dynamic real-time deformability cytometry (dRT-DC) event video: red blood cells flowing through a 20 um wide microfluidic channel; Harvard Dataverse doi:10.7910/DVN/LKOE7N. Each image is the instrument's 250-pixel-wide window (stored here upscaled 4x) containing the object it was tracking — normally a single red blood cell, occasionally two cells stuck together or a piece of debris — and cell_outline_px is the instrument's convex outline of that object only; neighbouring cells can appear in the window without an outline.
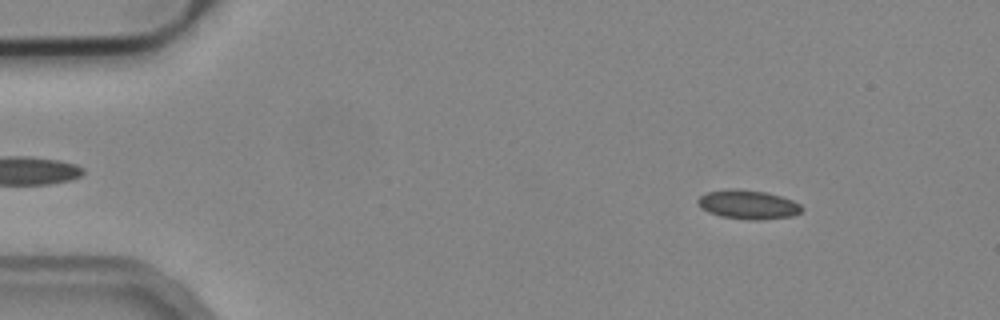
{"species": "common noctule bat (a hibernating species)", "species_latin": "Nyctalus noctula", "temperature_condition": "cold", "stored_images_in_passage": 54, "camera_frame_rate_fps": 3000, "um_per_image_px": 0.085, "animal": {"sex": "male", "body_mass_g": 19.2, "forearm_length_mm": 51.8}, "frame": {"image": 1, "passage_image": 7, "time_ms": 2.0, "image_size_px": [1000, 320], "cell_outline_px": [[804, 208], [800, 212], [792, 216], [756, 220], [748, 220], [720, 216], [708, 212], [700, 208], [696, 200], [700, 196], [708, 192], [736, 188], [764, 192], [780, 196], [792, 200], [800, 204]], "centroid_in_image_um": [63.57, 17.39], "position_along_channel_um": 21.4, "area_um2": 17.51}}
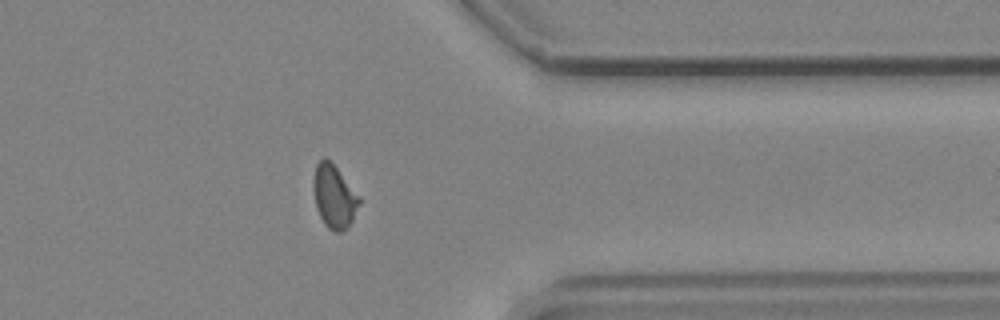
{"frame": {"image": 2, "passage_image": 43, "time_ms": 14.0, "image_size_px": [1000, 320], "cell_outline_px": [[360, 204], [352, 220], [340, 232], [336, 232], [328, 228], [324, 224], [316, 208], [312, 188], [312, 184], [316, 164], [324, 156], [336, 168], [360, 196]], "centroid_in_image_um": [28.37, 16.7], "position_along_channel_um": 383.0, "area_um2": 16.7}}
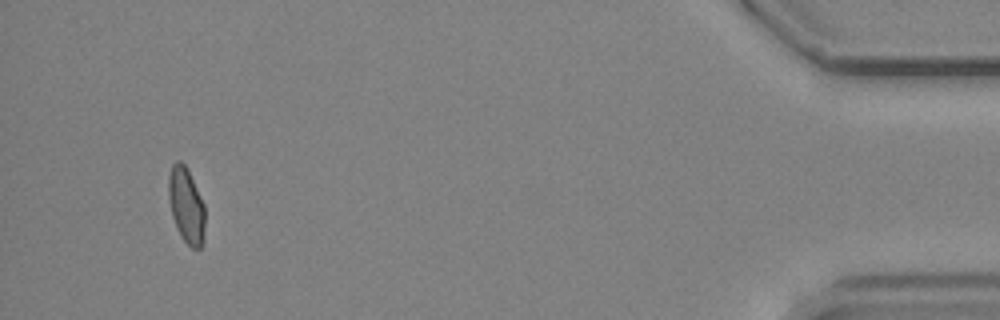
{"frame": {"image": 3, "passage_image": 51, "time_ms": 16.667, "image_size_px": [1000, 320], "cell_outline_px": [[204, 240], [200, 248], [192, 248], [180, 236], [176, 228], [172, 216], [168, 200], [168, 176], [172, 164], [176, 160], [180, 160], [184, 164], [204, 204]], "centroid_in_image_um": [15.8, 17.47], "position_along_channel_um": 419.4, "area_um2": 16.01}, "authors_computed_cell_mechanics": {"area_um2": 16.8198, "velocity_mm_per_s": 3.8292, "shape_relaxation_time_tau1_ms": null, "shape_relaxation_time_tau2_ms": 2.3338, "deformation_change_tau1": null, "deformation_change_tau2": 0.074}}